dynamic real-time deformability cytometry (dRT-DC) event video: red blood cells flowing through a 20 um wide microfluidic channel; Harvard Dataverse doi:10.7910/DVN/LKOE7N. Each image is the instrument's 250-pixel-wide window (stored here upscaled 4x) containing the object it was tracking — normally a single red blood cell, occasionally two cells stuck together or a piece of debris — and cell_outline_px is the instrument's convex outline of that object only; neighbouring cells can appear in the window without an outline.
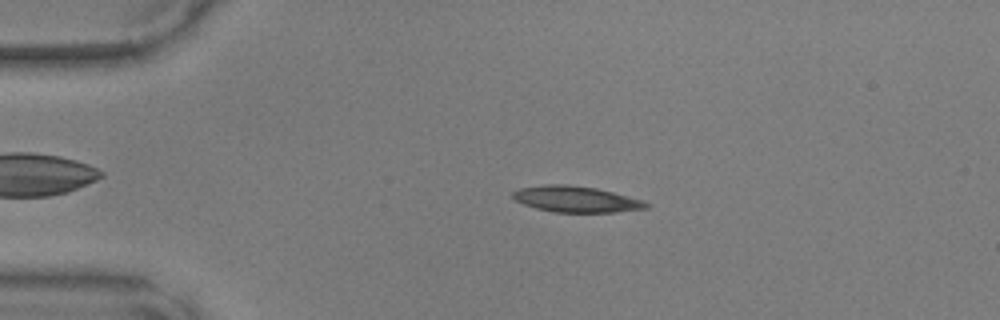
{"species": "common noctule bat (a hibernating species)", "species_latin": "Nyctalus noctula", "temperature_condition": "warm", "stored_images_in_passage": 43, "camera_frame_rate_fps": 3000, "um_per_image_px": 0.085, "animal": {"sex": "male", "body_mass_g": 17.9, "forearm_length_mm": 54.2}, "frame": {"image": 1, "passage_image": 5, "time_ms": 1.333, "image_size_px": [1000, 320], "cell_outline_px": [[652, 204], [648, 208], [616, 212], [556, 212], [536, 208], [524, 204], [516, 200], [512, 196], [512, 192], [520, 188], [544, 184], [568, 184], [596, 188], [644, 200]], "centroid_in_image_um": [49.0, 16.92], "position_along_channel_um": 36.0, "area_um2": 20.29}}
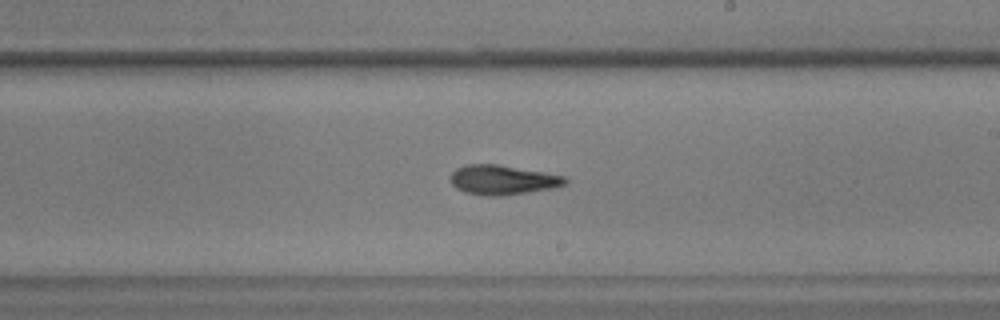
{"frame": {"image": 2, "passage_image": 23, "time_ms": 7.333, "image_size_px": [1000, 320], "cell_outline_px": [[568, 184], [556, 188], [500, 196], [484, 196], [464, 192], [456, 188], [452, 184], [448, 176], [456, 168], [464, 164], [496, 164], [568, 176]], "centroid_in_image_um": [42.74, 15.29], "position_along_channel_um": 246.3, "area_um2": 20.17}}
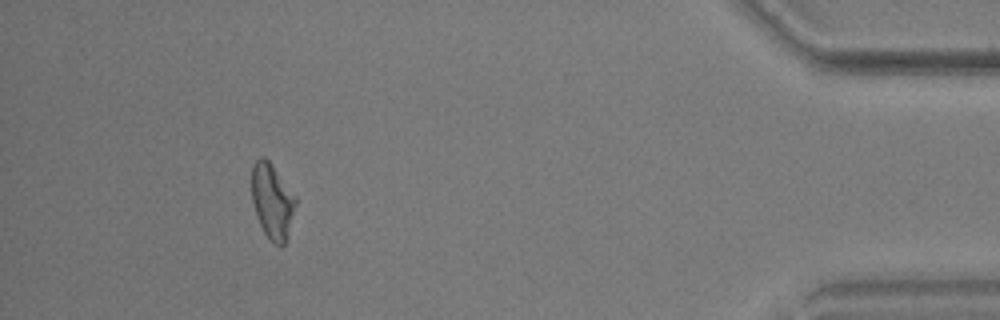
{"frame": {"image": 3, "passage_image": 39, "time_ms": 12.667, "image_size_px": [1000, 320], "cell_outline_px": [[296, 204], [288, 236], [284, 244], [280, 248], [272, 244], [268, 240], [256, 216], [252, 200], [252, 164], [260, 156], [264, 156], [272, 164], [296, 196]], "centroid_in_image_um": [23.14, 17.13], "position_along_channel_um": 412.1, "area_um2": 19.54}}